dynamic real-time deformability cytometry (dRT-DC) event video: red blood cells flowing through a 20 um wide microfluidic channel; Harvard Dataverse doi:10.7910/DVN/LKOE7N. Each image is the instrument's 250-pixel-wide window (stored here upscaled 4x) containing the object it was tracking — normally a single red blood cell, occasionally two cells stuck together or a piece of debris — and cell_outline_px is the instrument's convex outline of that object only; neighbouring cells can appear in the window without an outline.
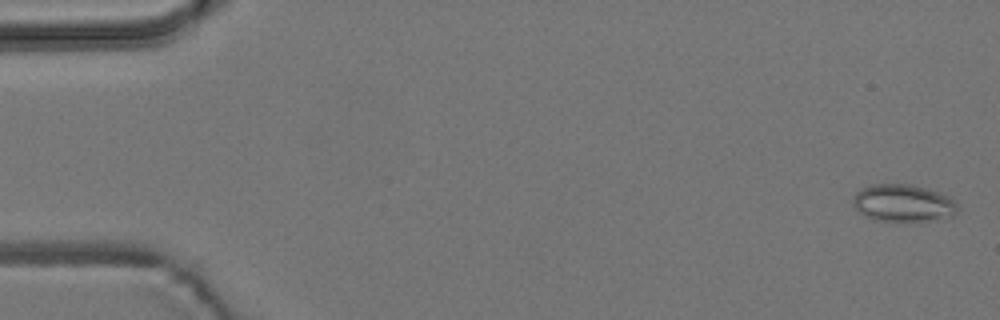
{"species": "common noctule bat (a hibernating species)", "species_latin": "Nyctalus noctula", "temperature_condition": "room temperature", "stored_images_in_passage": 55, "camera_frame_rate_fps": 3000, "um_per_image_px": 0.085, "animal": {"sex": "male", "body_mass_g": 19.2, "forearm_length_mm": 51.8}, "frame": {"image": 1, "passage_image": 2, "time_ms": 0.333, "image_size_px": [1000, 320], "cell_outline_px": [[956, 212], [952, 216], [924, 220], [872, 220], [860, 212], [852, 204], [852, 200], [856, 192], [860, 188], [872, 184], [908, 184], [924, 188], [948, 196], [956, 204]], "centroid_in_image_um": [76.69, 17.24], "position_along_channel_um": 8.3, "area_um2": 22.2}}
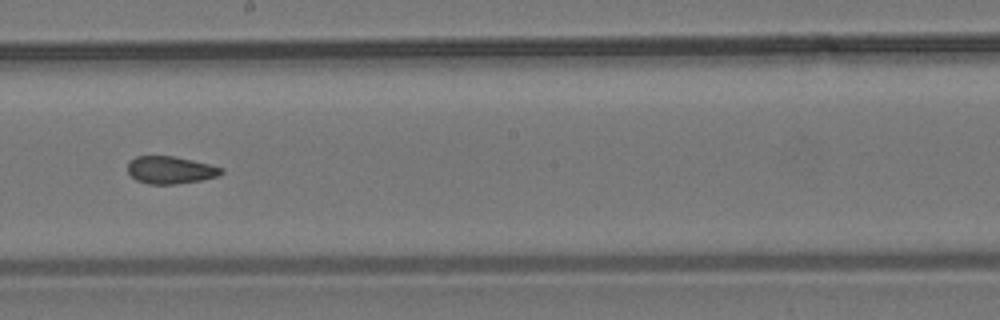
{"frame": {"image": 2, "passage_image": 31, "time_ms": 10.0, "image_size_px": [1000, 320], "cell_outline_px": [[224, 172], [216, 176], [200, 180], [172, 184], [148, 184], [136, 180], [128, 172], [128, 164], [136, 156], [172, 156], [192, 160], [224, 168]], "centroid_in_image_um": [14.48, 14.45], "position_along_channel_um": 233.7, "area_um2": 14.74}}
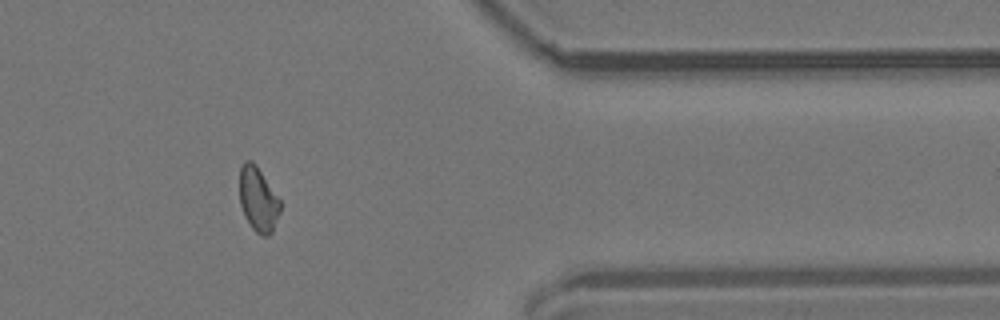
{"frame": {"image": 3, "passage_image": 45, "time_ms": 14.667, "image_size_px": [1000, 320], "cell_outline_px": [[280, 212], [272, 232], [268, 236], [260, 236], [252, 228], [244, 216], [240, 204], [240, 168], [244, 160], [252, 160], [256, 164], [280, 200]], "centroid_in_image_um": [21.93, 16.95], "position_along_channel_um": 389.5, "area_um2": 15.32}, "authors_computed_cell_mechanics": {"area_um2": 15.7794, "velocity_mm_per_s": 3.8103, "shape_relaxation_time_tau1_ms": null, "shape_relaxation_time_tau2_ms": 1.8922, "deformation_change_tau1": null, "deformation_change_tau2": 0.0654}}